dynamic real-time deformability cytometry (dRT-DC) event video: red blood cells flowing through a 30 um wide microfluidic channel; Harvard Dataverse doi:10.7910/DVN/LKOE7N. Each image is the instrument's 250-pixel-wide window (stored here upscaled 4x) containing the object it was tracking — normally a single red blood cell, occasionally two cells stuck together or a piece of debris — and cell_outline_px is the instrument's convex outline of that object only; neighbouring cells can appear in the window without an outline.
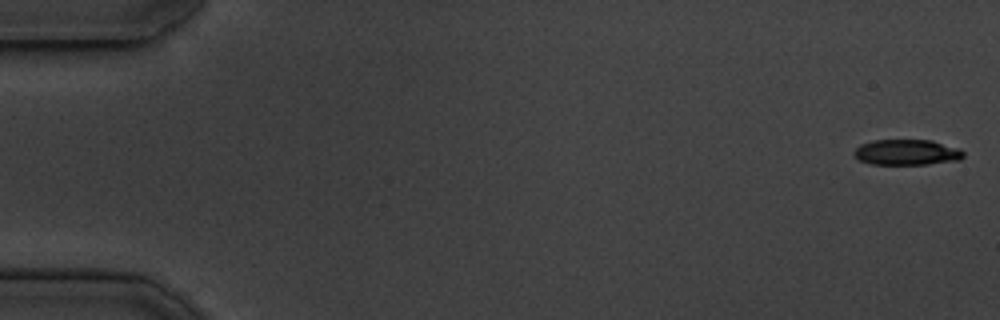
{"species": "common noctule bat (a hibernating species)", "species_latin": "Nyctalus noctula", "temperature_condition": "cold", "stored_images_in_passage": 54, "camera_frame_rate_fps": 3000, "um_per_image_px": 0.085, "animal": {"sex": "male", "body_mass_g": 19.5, "forearm_length_mm": 54.6}, "frame": {"image": 1, "passage_image": 1, "time_ms": 0.0, "image_size_px": [1000, 320], "cell_outline_px": [[964, 156], [960, 160], [928, 164], [872, 164], [860, 160], [852, 156], [852, 152], [860, 144], [872, 140], [932, 140], [960, 148], [964, 152]], "centroid_in_image_um": [77.07, 12.94], "position_along_channel_um": 7.9, "area_um2": 16.53}}
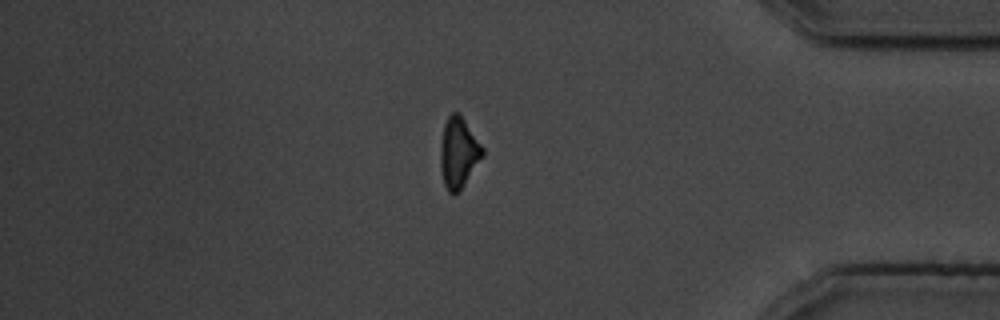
{"frame": {"image": 2, "passage_image": 46, "time_ms": 15.0, "image_size_px": [1000, 320], "cell_outline_px": [[484, 156], [460, 192], [448, 192], [444, 184], [440, 168], [440, 144], [444, 124], [448, 116], [452, 112], [460, 112], [484, 148]], "centroid_in_image_um": [38.99, 12.97], "position_along_channel_um": 396.2, "area_um2": 17.69}}
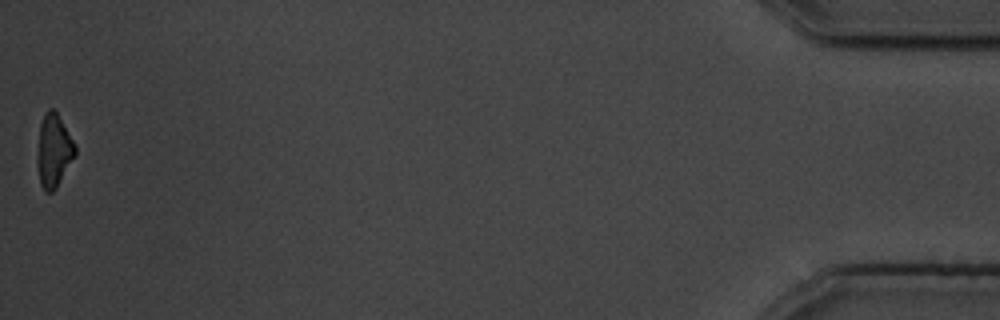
{"frame": {"image": 3, "passage_image": 54, "time_ms": 17.667, "image_size_px": [1000, 320], "cell_outline_px": [[76, 152], [56, 188], [52, 192], [44, 192], [40, 184], [36, 164], [36, 156], [40, 124], [48, 108], [52, 108], [56, 112], [72, 140], [76, 148]], "centroid_in_image_um": [4.51, 12.84], "position_along_channel_um": 430.7, "area_um2": 15.84}, "authors_computed_cell_mechanics": {"area_um2": 17.918, "velocity_mm_per_s": 3.7202, "shape_relaxation_time_tau1_ms": 2.2221, "shape_relaxation_time_tau2_ms": null, "deformation_change_tau1": 0.15, "deformation_change_tau2": null}}